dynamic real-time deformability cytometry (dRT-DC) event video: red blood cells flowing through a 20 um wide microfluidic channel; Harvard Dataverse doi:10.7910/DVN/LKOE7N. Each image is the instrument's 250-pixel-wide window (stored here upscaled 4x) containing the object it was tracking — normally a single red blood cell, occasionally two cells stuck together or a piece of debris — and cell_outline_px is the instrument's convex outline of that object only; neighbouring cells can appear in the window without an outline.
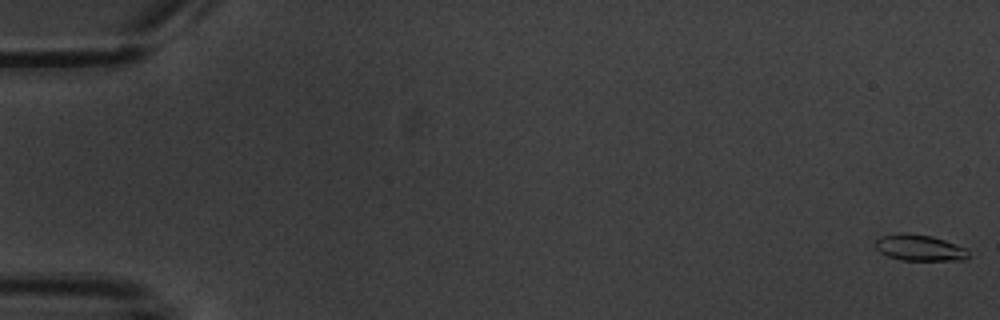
{"species": "common noctule bat (a hibernating species)", "species_latin": "Nyctalus noctula", "temperature_condition": "warm", "stored_images_in_passage": 7, "camera_frame_rate_fps": 3000, "um_per_image_px": 0.085, "animal": {"sex": "male", "body_mass_g": 20.1, "forearm_length_mm": 53.5}, "frame": {"image": 1, "passage_image": 1, "time_ms": 0.0, "image_size_px": [1000, 320], "cell_outline_px": [[968, 256], [964, 260], [900, 260], [888, 256], [880, 252], [876, 248], [876, 240], [880, 236], [932, 236], [968, 248]], "centroid_in_image_um": [78.23, 21.12], "position_along_channel_um": 6.8, "area_um2": 13.47}}
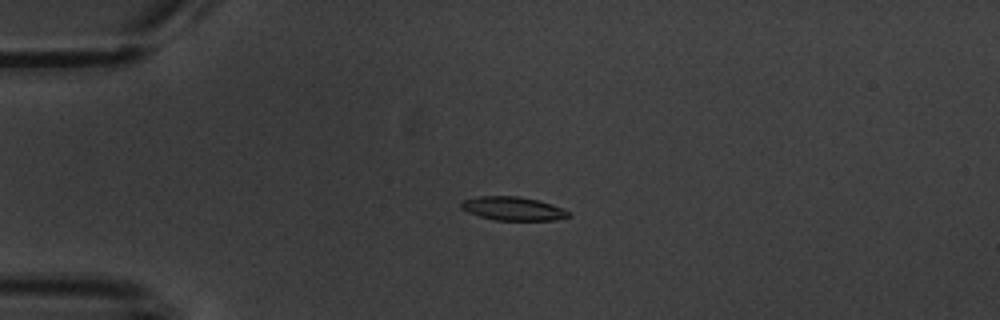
{"frame": {"image": 2, "passage_image": 5, "time_ms": 4.667, "image_size_px": [1000, 320], "cell_outline_px": [[572, 216], [556, 220], [496, 220], [480, 216], [468, 212], [460, 208], [460, 204], [464, 200], [480, 196], [516, 196], [536, 200], [552, 204], [572, 212]], "centroid_in_image_um": [43.64, 17.74], "position_along_channel_um": 41.4, "area_um2": 14.74}}
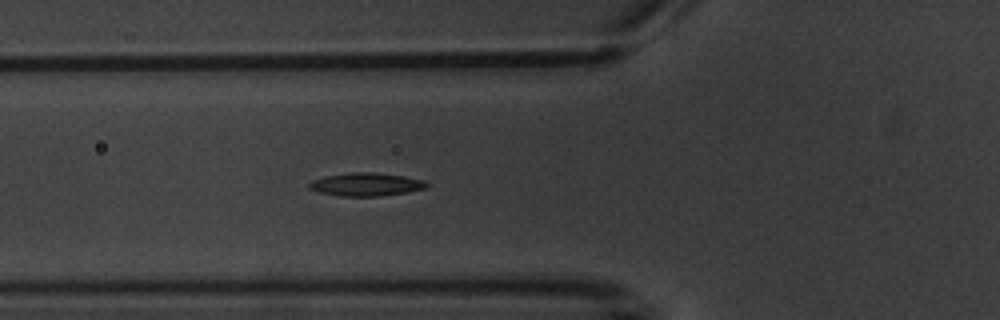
{"frame": {"image": 3, "passage_image": 7, "time_ms": 7.0, "image_size_px": [1000, 320], "cell_outline_px": [[428, 188], [404, 192], [376, 196], [340, 196], [320, 192], [308, 188], [308, 184], [312, 180], [324, 176], [352, 172], [372, 172], [404, 176], [424, 180], [428, 184]], "centroid_in_image_um": [31.1, 15.66], "position_along_channel_um": 94.7, "area_um2": 15.72}}